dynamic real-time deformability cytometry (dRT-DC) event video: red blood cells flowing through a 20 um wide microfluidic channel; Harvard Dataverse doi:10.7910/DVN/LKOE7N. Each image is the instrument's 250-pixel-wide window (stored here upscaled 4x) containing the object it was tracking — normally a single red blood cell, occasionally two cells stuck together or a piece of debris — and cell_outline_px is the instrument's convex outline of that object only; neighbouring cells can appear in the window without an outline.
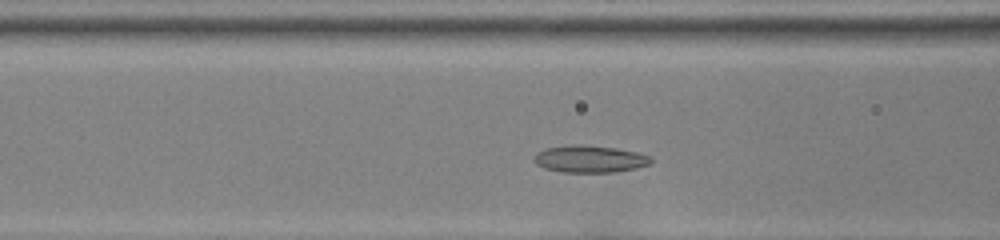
{"species": "common noctule bat (a hibernating species)", "species_latin": "Nyctalus noctula", "temperature_condition": "room temperature", "stored_images_in_passage": 33, "camera_frame_rate_fps": 3000, "um_per_image_px": 0.085, "animal": {"sex": "female", "body_mass_g": 22.0, "forearm_length_mm": 56.7}, "frame": {"image": 1, "passage_image": 8, "time_ms": 2.333, "image_size_px": [1000, 240], "cell_outline_px": [[652, 164], [636, 168], [616, 172], [560, 172], [544, 168], [536, 164], [532, 160], [532, 156], [536, 152], [544, 148], [580, 144], [616, 148], [636, 152], [648, 156], [652, 160]], "centroid_in_image_um": [50.08, 13.52], "position_along_channel_um": 116.5, "area_um2": 18.61}}
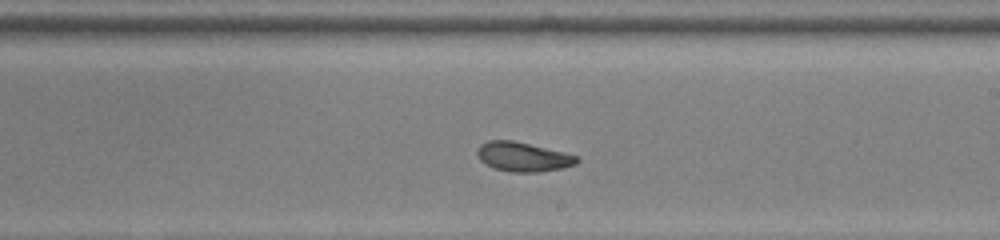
{"frame": {"image": 2, "passage_image": 18, "time_ms": 5.667, "image_size_px": [1000, 240], "cell_outline_px": [[580, 160], [576, 164], [564, 168], [540, 172], [512, 172], [496, 168], [484, 164], [480, 160], [476, 152], [480, 144], [488, 140], [512, 140], [564, 152], [580, 156]], "centroid_in_image_um": [44.48, 13.33], "position_along_channel_um": 244.5, "area_um2": 17.17}}
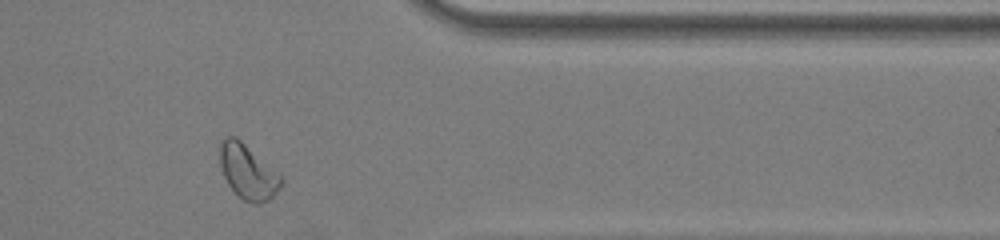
{"frame": {"image": 3, "passage_image": 30, "time_ms": 9.667, "image_size_px": [1000, 240], "cell_outline_px": [[280, 188], [268, 200], [260, 204], [252, 204], [244, 200], [228, 184], [224, 176], [220, 164], [220, 144], [224, 136], [236, 136], [280, 176]], "centroid_in_image_um": [21.02, 14.6], "position_along_channel_um": 390.4, "area_um2": 18.84}, "authors_computed_cell_mechanics": {"area_um2": 17.8024, "velocity_mm_per_s": 3.8501, "shape_relaxation_time_tau1_ms": 3.0641, "shape_relaxation_time_tau2_ms": 2.293, "deformation_change_tau1": 0.1211, "deformation_change_tau2": 0.0774}}